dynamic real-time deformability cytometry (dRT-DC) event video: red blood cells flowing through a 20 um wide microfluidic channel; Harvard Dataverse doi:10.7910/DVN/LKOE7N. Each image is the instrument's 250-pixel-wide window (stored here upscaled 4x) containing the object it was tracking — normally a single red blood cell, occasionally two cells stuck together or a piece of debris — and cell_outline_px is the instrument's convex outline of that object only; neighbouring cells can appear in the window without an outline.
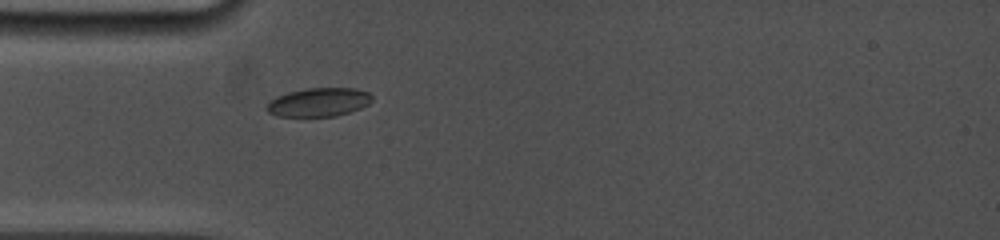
{"species": "common noctule bat (a hibernating species)", "species_latin": "Nyctalus noctula", "temperature_condition": "cold", "stored_images_in_passage": 9, "camera_frame_rate_fps": 5000, "um_per_image_px": 0.085, "animal": {"sex": "female", "body_mass_g": 19.0, "forearm_length_mm": 53.3}, "frame": {"image": 1, "passage_image": 6, "time_ms": 1.0, "image_size_px": [1000, 240], "cell_outline_px": [[372, 100], [368, 104], [360, 108], [336, 116], [276, 116], [268, 112], [264, 108], [276, 96], [288, 92], [308, 88], [356, 88], [368, 92], [372, 96]], "centroid_in_image_um": [27.08, 8.68], "position_along_channel_um": 57.9, "area_um2": 17.51}}